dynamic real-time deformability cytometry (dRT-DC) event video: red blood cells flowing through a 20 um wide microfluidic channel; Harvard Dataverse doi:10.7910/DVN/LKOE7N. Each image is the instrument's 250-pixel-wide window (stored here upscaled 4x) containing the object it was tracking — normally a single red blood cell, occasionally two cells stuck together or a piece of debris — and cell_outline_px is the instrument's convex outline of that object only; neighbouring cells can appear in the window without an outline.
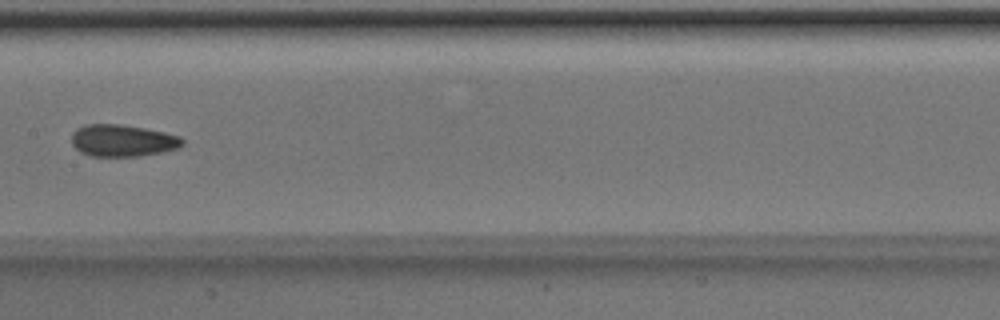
{"species": "Egyptian fruit bat (a non-hibernating species)", "species_latin": "Rousettus aegyptiacus", "temperature_condition": "room temperature", "stored_images_in_passage": 7, "camera_frame_rate_fps": 3000, "um_per_image_px": 0.085, "animal": {"sex": "male"}, "frame": {"image": 1, "passage_image": 7, "time_ms": 2.0, "image_size_px": [1000, 320], "cell_outline_px": [[184, 144], [180, 148], [140, 156], [88, 156], [80, 152], [72, 144], [72, 132], [76, 128], [84, 124], [120, 124], [144, 128], [164, 132], [180, 136], [184, 140]], "centroid_in_image_um": [10.41, 11.94], "position_along_channel_um": 197.0, "area_um2": 20.81}}